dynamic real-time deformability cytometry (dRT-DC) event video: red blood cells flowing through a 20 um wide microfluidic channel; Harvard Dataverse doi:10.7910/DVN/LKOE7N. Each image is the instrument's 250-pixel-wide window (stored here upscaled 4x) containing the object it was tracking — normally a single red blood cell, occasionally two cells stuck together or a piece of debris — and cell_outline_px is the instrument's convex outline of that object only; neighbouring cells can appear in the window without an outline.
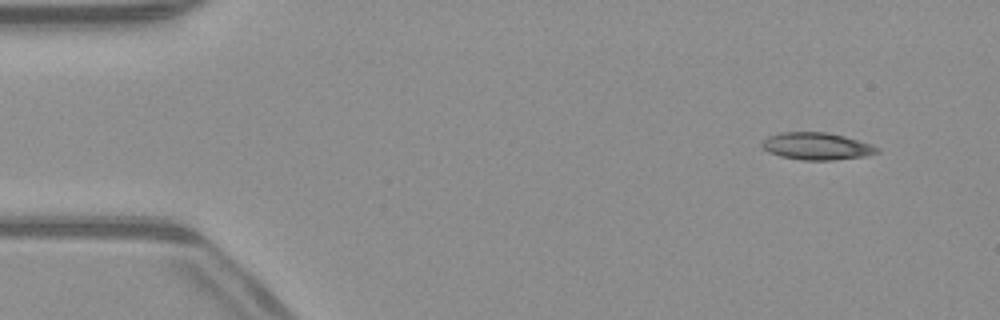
{"species": "common noctule bat (a hibernating species)", "species_latin": "Nyctalus noctula", "temperature_condition": "warm", "stored_images_in_passage": 2, "camera_frame_rate_fps": 3000, "um_per_image_px": 0.085, "animal": {"sex": "male", "body_mass_g": 23.1, "forearm_length_mm": 52.7}, "frame": {"image": 1, "passage_image": 1, "time_ms": 0.0, "image_size_px": [1000, 320], "cell_outline_px": [[880, 152], [868, 156], [832, 160], [800, 160], [780, 156], [768, 152], [760, 144], [768, 136], [780, 132], [824, 132], [844, 136], [872, 144], [880, 148]], "centroid_in_image_um": [69.44, 12.43], "position_along_channel_um": 15.6, "area_um2": 18.38}}